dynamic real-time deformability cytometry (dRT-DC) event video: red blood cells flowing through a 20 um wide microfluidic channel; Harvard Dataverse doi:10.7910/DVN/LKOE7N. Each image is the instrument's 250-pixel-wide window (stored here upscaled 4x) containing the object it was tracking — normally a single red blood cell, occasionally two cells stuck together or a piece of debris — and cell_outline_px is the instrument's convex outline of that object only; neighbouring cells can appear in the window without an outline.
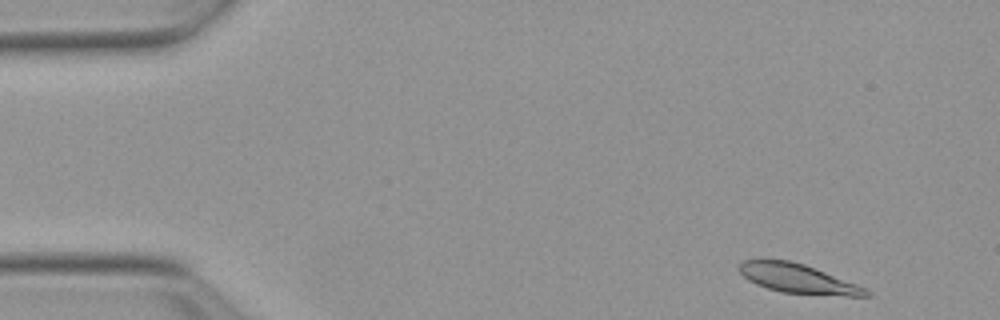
{"species": "Egyptian fruit bat (a non-hibernating species)", "species_latin": "Rousettus aegyptiacus", "temperature_condition": "warm", "stored_images_in_passage": 51, "camera_frame_rate_fps": 3000, "um_per_image_px": 0.085, "animal": {"sex": "female"}, "frame": {"image": 1, "passage_image": 2, "time_ms": 0.333, "image_size_px": [1000, 320], "cell_outline_px": [[872, 296], [848, 296], [780, 292], [756, 284], [748, 280], [736, 268], [744, 260], [792, 260], [804, 264], [868, 288], [872, 292]], "centroid_in_image_um": [67.86, 23.69], "position_along_channel_um": 17.1, "area_um2": 21.62}}
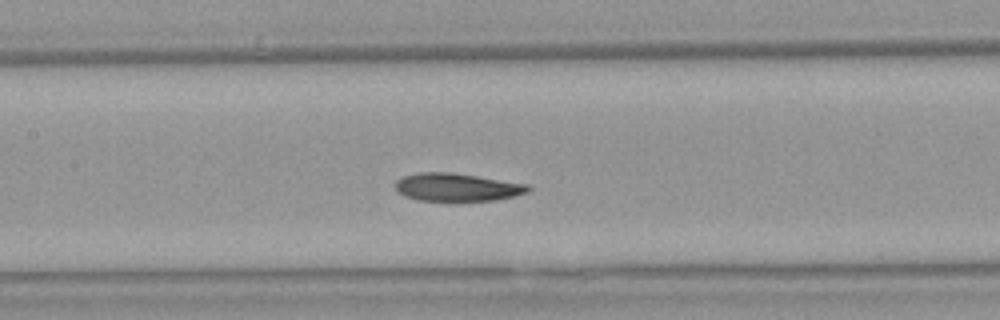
{"frame": {"image": 2, "passage_image": 22, "time_ms": 7.0, "image_size_px": [1000, 320], "cell_outline_px": [[532, 188], [528, 192], [516, 196], [496, 200], [420, 200], [404, 196], [396, 192], [396, 180], [404, 176], [420, 172], [452, 172], [528, 184]], "centroid_in_image_um": [38.86, 15.9], "position_along_channel_um": 168.5, "area_um2": 21.56}}
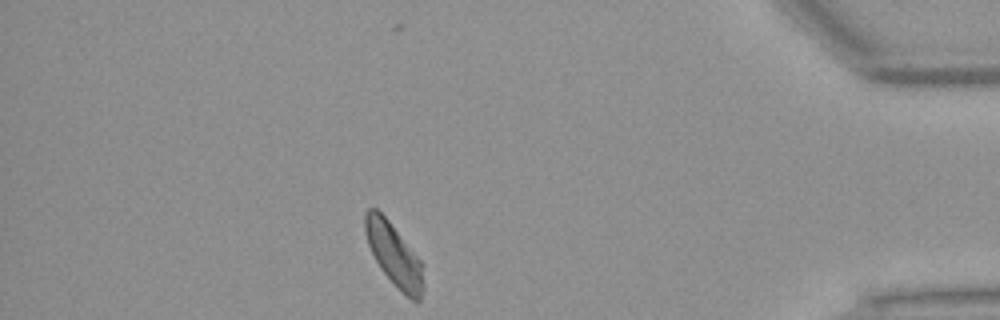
{"frame": {"image": 3, "passage_image": 44, "time_ms": 14.333, "image_size_px": [1000, 320], "cell_outline_px": [[420, 300], [412, 300], [380, 268], [368, 244], [364, 232], [364, 212], [368, 208], [376, 208], [388, 220], [420, 260]], "centroid_in_image_um": [33.38, 21.52], "position_along_channel_um": 401.8, "area_um2": 19.94}, "authors_computed_cell_mechanics": {"area_um2": 21.9062, "velocity_mm_per_s": 3.7976, "shape_relaxation_time_tau1_ms": 5.1982, "shape_relaxation_time_tau2_ms": 2.5424, "deformation_change_tau1": 0.1437, "deformation_change_tau2": 0.072}}